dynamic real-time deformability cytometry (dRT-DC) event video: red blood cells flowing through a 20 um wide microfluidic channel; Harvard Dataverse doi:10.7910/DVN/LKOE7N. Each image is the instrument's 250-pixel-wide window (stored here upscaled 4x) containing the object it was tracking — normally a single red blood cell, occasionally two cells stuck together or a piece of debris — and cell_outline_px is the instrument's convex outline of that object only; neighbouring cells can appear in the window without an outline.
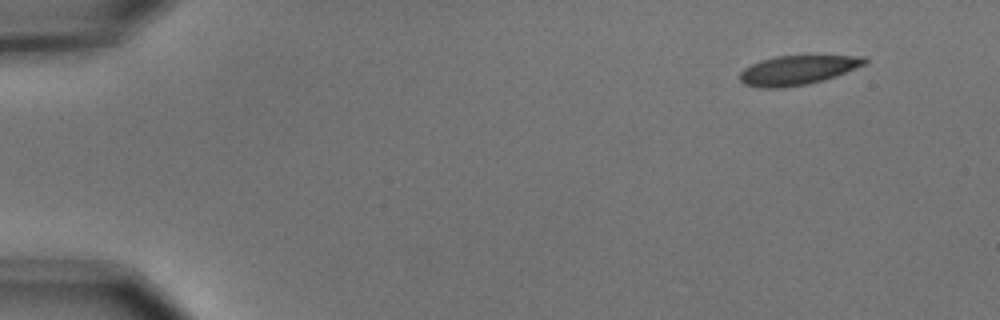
{"species": "common noctule bat (a hibernating species)", "species_latin": "Nyctalus noctula", "temperature_condition": "cold", "stored_images_in_passage": 6, "camera_frame_rate_fps": 3000, "um_per_image_px": 0.085, "animal": {"sex": "male", "body_mass_g": 15.6}, "frame": {"image": 1, "passage_image": 1, "time_ms": 0.0, "image_size_px": [1000, 320], "cell_outline_px": [[868, 60], [864, 64], [836, 76], [824, 80], [808, 84], [784, 88], [760, 88], [744, 84], [740, 80], [740, 72], [744, 68], [760, 60], [776, 56], [868, 56]], "centroid_in_image_um": [67.77, 5.97], "position_along_channel_um": 17.2, "area_um2": 21.33}}
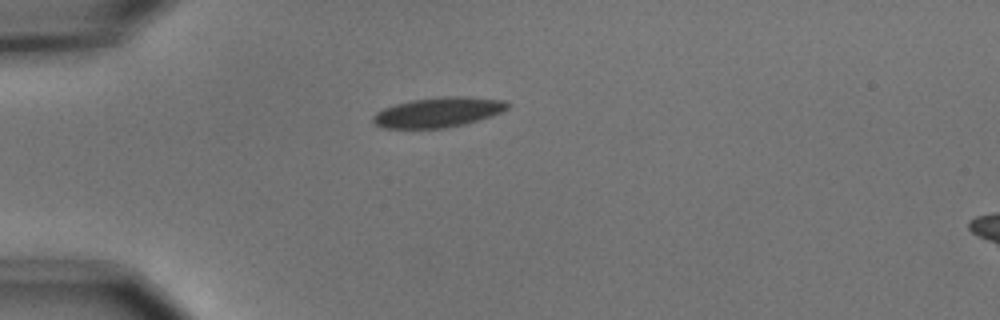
{"frame": {"image": 2, "passage_image": 4, "time_ms": 1.0, "image_size_px": [1000, 320], "cell_outline_px": [[512, 104], [508, 108], [492, 116], [464, 124], [444, 128], [380, 128], [372, 120], [372, 116], [376, 112], [384, 108], [396, 104], [412, 100], [440, 96], [468, 96], [504, 100]], "centroid_in_image_um": [37.26, 9.53], "position_along_channel_um": 47.7, "area_um2": 23.58}}
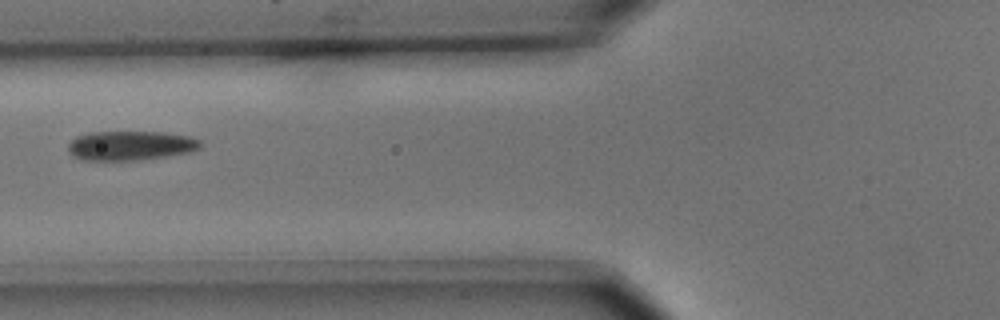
{"frame": {"image": 3, "passage_image": 6, "time_ms": 1.667, "image_size_px": [1000, 320], "cell_outline_px": [[204, 144], [200, 148], [192, 152], [168, 156], [132, 160], [80, 160], [72, 156], [68, 152], [68, 144], [76, 136], [88, 132], [164, 132], [192, 136], [200, 140]], "centroid_in_image_um": [11.12, 12.37], "position_along_channel_um": 114.7, "area_um2": 23.0}}